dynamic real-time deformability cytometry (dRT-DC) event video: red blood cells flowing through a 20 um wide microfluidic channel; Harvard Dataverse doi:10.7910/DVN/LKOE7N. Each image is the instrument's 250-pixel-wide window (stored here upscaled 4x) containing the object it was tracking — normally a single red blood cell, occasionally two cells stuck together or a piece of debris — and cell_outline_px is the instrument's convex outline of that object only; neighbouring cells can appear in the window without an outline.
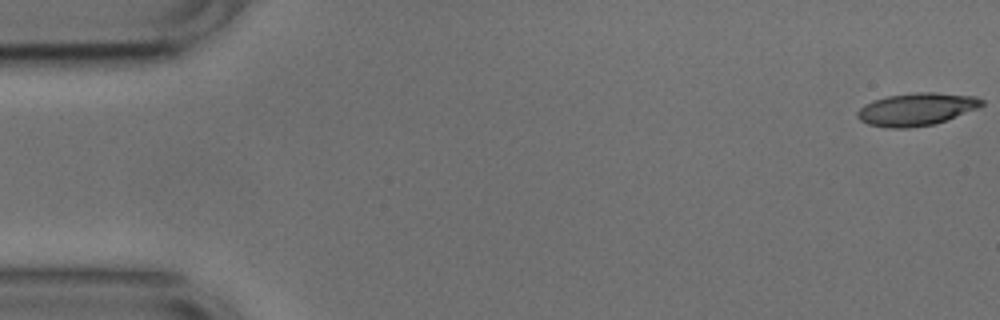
{"species": "common noctule bat (a hibernating species)", "species_latin": "Nyctalus noctula", "temperature_condition": "cold", "stored_images_in_passage": 53, "camera_frame_rate_fps": 3000, "um_per_image_px": 0.085, "animal": {"sex": "male", "body_mass_g": 17.9, "forearm_length_mm": 54.2}, "frame": {"image": 1, "passage_image": 1, "time_ms": 0.0, "image_size_px": [1000, 320], "cell_outline_px": [[984, 104], [980, 108], [932, 124], [908, 128], [888, 128], [868, 124], [860, 120], [856, 116], [856, 112], [864, 104], [872, 100], [888, 96], [916, 92], [936, 92], [976, 96], [984, 100]], "centroid_in_image_um": [77.9, 9.27], "position_along_channel_um": 7.1, "area_um2": 23.7}}
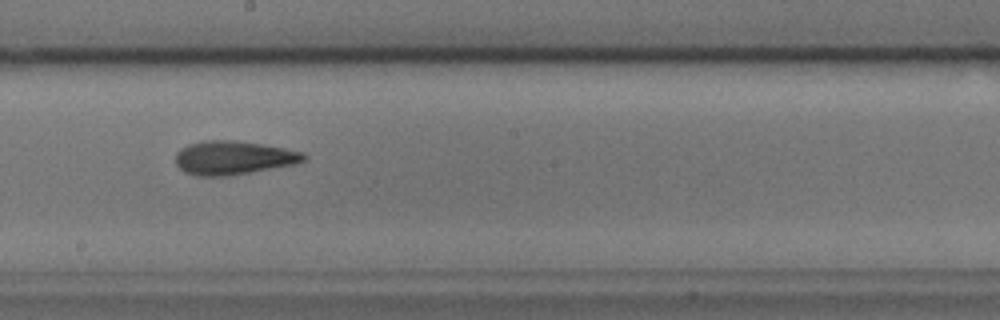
{"frame": {"image": 2, "passage_image": 29, "time_ms": 9.333, "image_size_px": [1000, 320], "cell_outline_px": [[308, 160], [296, 164], [228, 176], [196, 176], [184, 172], [176, 164], [176, 152], [180, 148], [188, 144], [204, 140], [236, 140], [284, 148], [304, 152], [308, 156]], "centroid_in_image_um": [19.85, 13.41], "position_along_channel_um": 228.3, "area_um2": 25.43}}
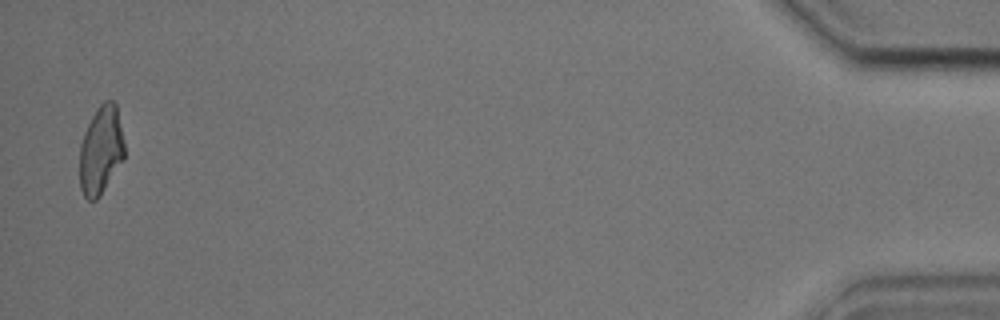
{"frame": {"image": 3, "passage_image": 52, "time_ms": 17.0, "image_size_px": [1000, 320], "cell_outline_px": [[124, 160], [100, 196], [96, 200], [88, 200], [84, 196], [80, 188], [80, 144], [84, 132], [96, 108], [104, 100], [112, 100], [116, 104], [124, 140]], "centroid_in_image_um": [8.58, 12.77], "position_along_channel_um": 426.6, "area_um2": 23.24}, "authors_computed_cell_mechanics": {"area_um2": 24.1026, "velocity_mm_per_s": 3.7608, "shape_relaxation_time_tau1_ms": 3.9583, "shape_relaxation_time_tau2_ms": 3.3609, "deformation_change_tau1": 0.152, "deformation_change_tau2": 0.1265}}